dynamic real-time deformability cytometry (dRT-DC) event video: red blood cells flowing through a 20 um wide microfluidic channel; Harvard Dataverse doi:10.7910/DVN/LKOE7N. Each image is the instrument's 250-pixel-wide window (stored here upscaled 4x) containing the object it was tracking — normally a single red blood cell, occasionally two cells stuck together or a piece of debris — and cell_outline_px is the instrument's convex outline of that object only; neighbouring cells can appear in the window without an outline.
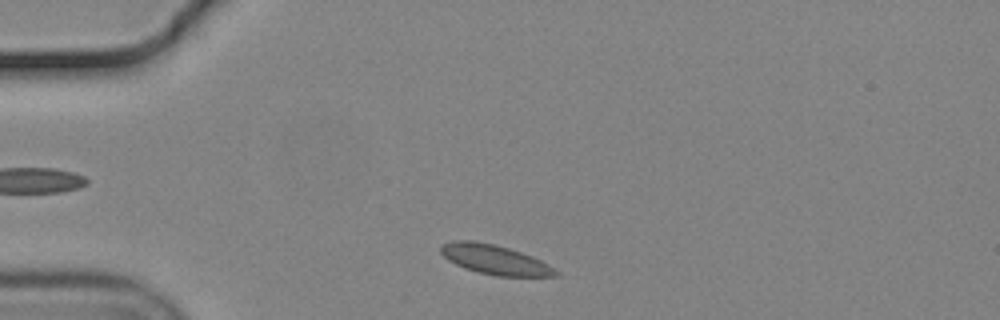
{"species": "common noctule bat (a hibernating species)", "species_latin": "Nyctalus noctula", "temperature_condition": "cold", "stored_images_in_passage": 38, "camera_frame_rate_fps": 3000, "um_per_image_px": 0.085, "animal": {"sex": "male", "body_mass_g": 19.2, "forearm_length_mm": 51.8}, "frame": {"image": 1, "passage_image": 3, "time_ms": 0.667, "image_size_px": [1000, 320], "cell_outline_px": [[560, 276], [496, 276], [476, 272], [464, 268], [448, 260], [440, 252], [440, 244], [452, 240], [476, 240], [496, 244], [532, 256], [548, 264], [560, 272]], "centroid_in_image_um": [42.03, 22.06], "position_along_channel_um": 43.0, "area_um2": 20.06}}
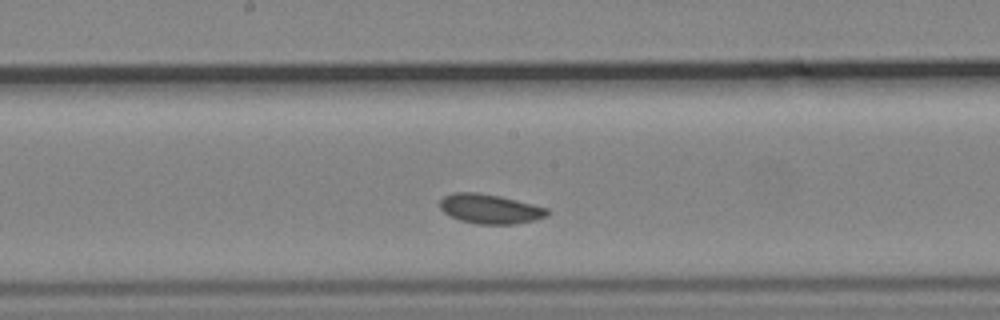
{"frame": {"image": 2, "passage_image": 19, "time_ms": 6.0, "image_size_px": [1000, 320], "cell_outline_px": [[552, 212], [548, 216], [532, 220], [512, 224], [476, 224], [460, 220], [448, 216], [440, 208], [440, 200], [444, 196], [452, 192], [476, 192], [500, 196], [548, 208]], "centroid_in_image_um": [41.63, 17.75], "position_along_channel_um": 206.6, "area_um2": 18.55}}
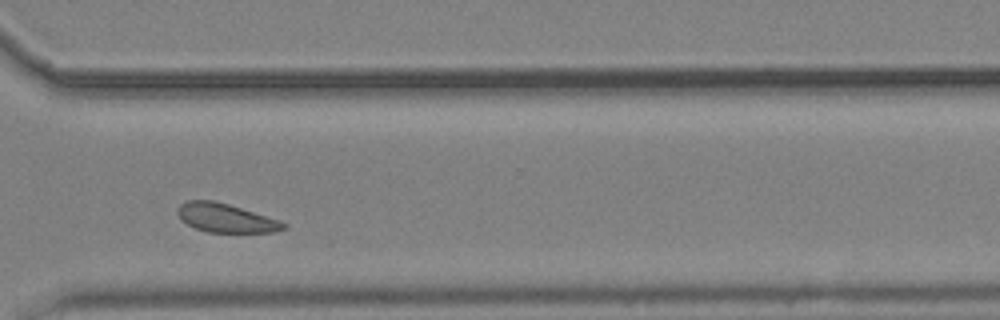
{"frame": {"image": 3, "passage_image": 31, "time_ms": 10.0, "image_size_px": [1000, 320], "cell_outline_px": [[288, 228], [276, 232], [208, 232], [196, 228], [188, 224], [176, 212], [180, 204], [188, 200], [212, 200], [228, 204], [280, 220], [288, 224]], "centroid_in_image_um": [19.24, 18.53], "position_along_channel_um": 351.4, "area_um2": 17.63}, "authors_computed_cell_mechanics": {"area_um2": 18.5249, "velocity_mm_per_s": 3.619, "shape_relaxation_time_tau1_ms": 9.5957, "shape_relaxation_time_tau2_ms": null, "deformation_change_tau1": 0.0907, "deformation_change_tau2": null}}